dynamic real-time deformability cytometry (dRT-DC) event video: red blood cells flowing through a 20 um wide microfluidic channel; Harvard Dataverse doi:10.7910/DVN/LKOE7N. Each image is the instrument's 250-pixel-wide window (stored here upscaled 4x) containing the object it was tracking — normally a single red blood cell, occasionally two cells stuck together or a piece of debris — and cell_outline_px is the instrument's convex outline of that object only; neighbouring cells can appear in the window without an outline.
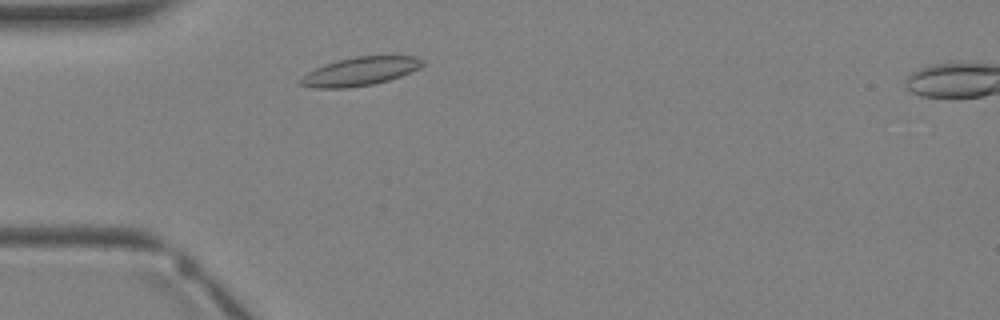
{"species": "Egyptian fruit bat (a non-hibernating species)", "species_latin": "Rousettus aegyptiacus", "temperature_condition": "warm", "stored_images_in_passage": 5, "camera_frame_rate_fps": 3000, "um_per_image_px": 0.085, "animal": {"sex": "female"}, "frame": {"image": 1, "passage_image": 4, "time_ms": 4.333, "image_size_px": [1000, 320], "cell_outline_px": [[424, 64], [420, 68], [400, 76], [388, 80], [372, 84], [348, 88], [312, 88], [300, 84], [300, 80], [308, 72], [324, 64], [356, 56], [416, 56], [424, 60]], "centroid_in_image_um": [30.63, 6.07], "position_along_channel_um": 54.4, "area_um2": 20.06}}